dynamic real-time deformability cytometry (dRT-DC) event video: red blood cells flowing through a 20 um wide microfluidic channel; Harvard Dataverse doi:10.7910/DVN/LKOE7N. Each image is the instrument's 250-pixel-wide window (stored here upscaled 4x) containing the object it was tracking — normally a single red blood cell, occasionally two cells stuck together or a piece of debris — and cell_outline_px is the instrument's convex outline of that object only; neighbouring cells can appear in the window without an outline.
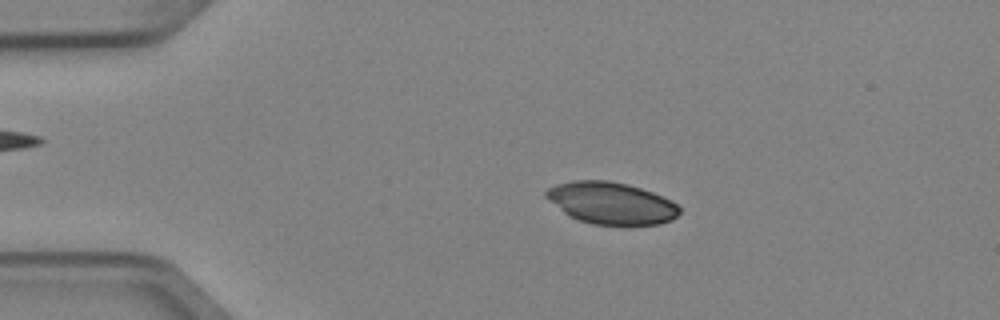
{"species": "Egyptian fruit bat (a non-hibernating species)", "species_latin": "Rousettus aegyptiacus", "temperature_condition": "cold", "stored_images_in_passage": 3, "camera_frame_rate_fps": 3000, "um_per_image_px": 0.085, "animal": {"sex": "female"}, "frame": {"image": 1, "passage_image": 2, "time_ms": 0.333, "image_size_px": [1000, 320], "cell_outline_px": [[680, 212], [672, 220], [660, 224], [592, 224], [568, 216], [544, 196], [544, 192], [548, 188], [556, 184], [572, 180], [608, 180], [628, 184], [652, 192], [672, 200], [680, 208]], "centroid_in_image_um": [51.94, 17.25], "position_along_channel_um": 33.1, "area_um2": 32.54}}